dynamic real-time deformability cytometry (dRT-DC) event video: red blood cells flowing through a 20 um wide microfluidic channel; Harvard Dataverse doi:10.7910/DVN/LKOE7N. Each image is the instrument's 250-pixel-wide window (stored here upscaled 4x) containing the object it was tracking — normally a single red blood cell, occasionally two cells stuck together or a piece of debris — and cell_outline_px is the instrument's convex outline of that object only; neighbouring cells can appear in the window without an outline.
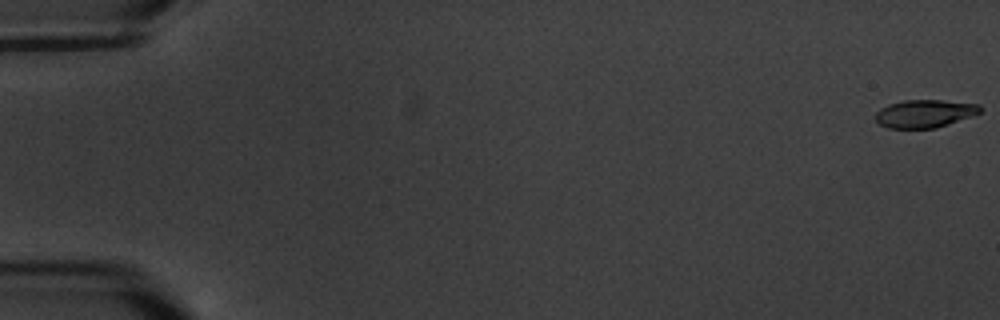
{"species": "common noctule bat (a hibernating species)", "species_latin": "Nyctalus noctula", "temperature_condition": "warm", "stored_images_in_passage": 9, "camera_frame_rate_fps": 3000, "um_per_image_px": 0.085, "animal": {"sex": "male", "body_mass_g": 20.1, "forearm_length_mm": 53.5}, "frame": {"image": 1, "passage_image": 1, "time_ms": 0.0, "image_size_px": [1000, 320], "cell_outline_px": [[980, 112], [972, 116], [936, 128], [888, 128], [880, 124], [876, 120], [876, 112], [880, 108], [888, 104], [904, 100], [940, 100], [980, 104]], "centroid_in_image_um": [78.58, 9.65], "position_along_channel_um": 6.4, "area_um2": 16.94}}
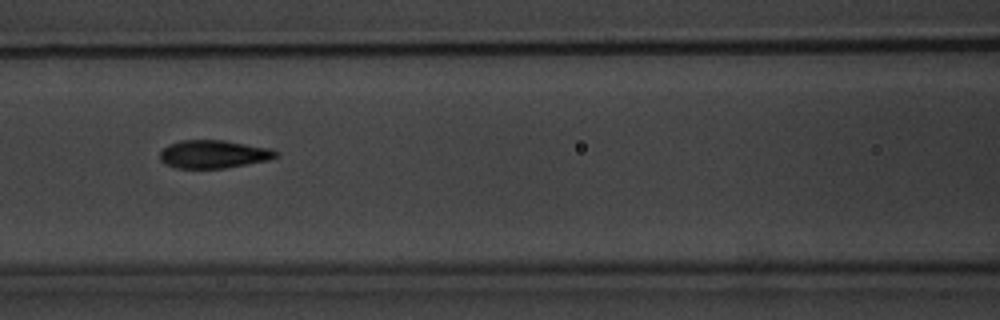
{"frame": {"image": 2, "passage_image": 8, "time_ms": 9.0, "image_size_px": [1000, 320], "cell_outline_px": [[280, 152], [276, 156], [268, 160], [224, 168], [176, 168], [164, 164], [160, 160], [160, 152], [168, 144], [180, 140], [224, 140], [272, 148]], "centroid_in_image_um": [18.14, 13.09], "position_along_channel_um": 148.5, "area_um2": 19.07}}